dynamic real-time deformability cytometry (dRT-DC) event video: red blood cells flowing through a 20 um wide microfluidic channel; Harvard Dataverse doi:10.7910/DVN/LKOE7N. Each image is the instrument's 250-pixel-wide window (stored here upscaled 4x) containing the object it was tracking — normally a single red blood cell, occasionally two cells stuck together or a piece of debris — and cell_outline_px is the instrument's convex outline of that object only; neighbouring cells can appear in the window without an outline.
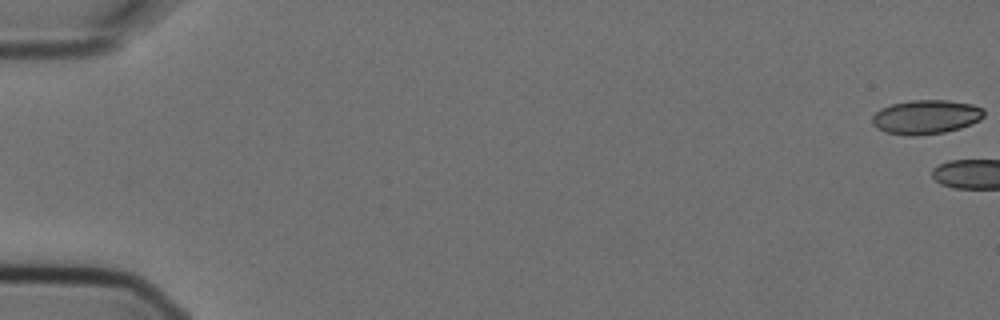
{"species": "Egyptian fruit bat (a non-hibernating species)", "species_latin": "Rousettus aegyptiacus", "temperature_condition": "cold", "stored_images_in_passage": 5, "camera_frame_rate_fps": 3000, "um_per_image_px": 0.085, "animal": {"sex": "female"}, "frame": {"image": 1, "passage_image": 1, "time_ms": 0.0, "image_size_px": [1000, 320], "cell_outline_px": [[984, 116], [980, 120], [972, 124], [960, 128], [944, 132], [912, 136], [888, 132], [876, 128], [872, 124], [872, 116], [880, 108], [892, 104], [912, 100], [948, 100], [972, 104], [984, 108]], "centroid_in_image_um": [78.72, 9.93], "position_along_channel_um": 6.3, "area_um2": 22.25}}